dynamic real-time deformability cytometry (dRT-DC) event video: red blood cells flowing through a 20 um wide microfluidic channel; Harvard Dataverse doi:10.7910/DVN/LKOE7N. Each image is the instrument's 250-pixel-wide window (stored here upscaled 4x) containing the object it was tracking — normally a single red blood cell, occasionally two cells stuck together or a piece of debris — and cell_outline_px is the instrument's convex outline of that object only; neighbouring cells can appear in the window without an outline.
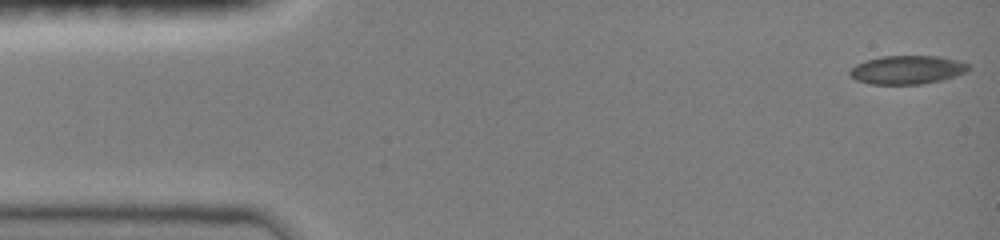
{"species": "common noctule bat (a hibernating species)", "species_latin": "Nyctalus noctula", "temperature_condition": "room temperature", "stored_images_in_passage": 10, "camera_frame_rate_fps": 3000, "um_per_image_px": 0.085, "animal": {"sex": "female", "body_mass_g": 19.0, "forearm_length_mm": 51.5}, "frame": {"image": 1, "passage_image": 1, "time_ms": 0.0, "image_size_px": [1000, 240], "cell_outline_px": [[972, 68], [956, 76], [940, 80], [920, 84], [872, 84], [856, 80], [848, 76], [848, 72], [856, 64], [864, 60], [884, 56], [940, 56], [972, 64]], "centroid_in_image_um": [77.11, 5.93], "position_along_channel_um": 7.9, "area_um2": 19.88}}
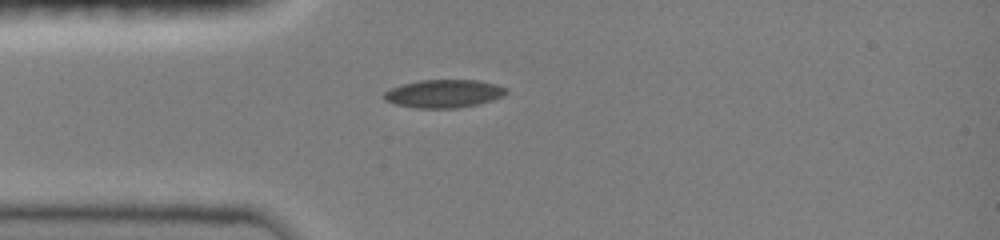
{"frame": {"image": 2, "passage_image": 7, "time_ms": 3.667, "image_size_px": [1000, 240], "cell_outline_px": [[508, 92], [504, 96], [492, 100], [476, 104], [456, 108], [416, 108], [396, 104], [384, 100], [384, 92], [400, 84], [420, 80], [480, 80], [496, 84], [508, 88]], "centroid_in_image_um": [37.75, 7.95], "position_along_channel_um": 47.3, "area_um2": 20.06}}
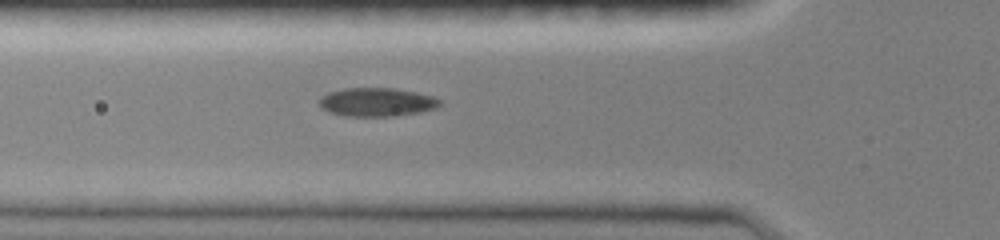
{"frame": {"image": 3, "passage_image": 9, "time_ms": 5.0, "image_size_px": [1000, 240], "cell_outline_px": [[440, 104], [436, 108], [420, 112], [396, 116], [344, 116], [328, 112], [320, 108], [320, 96], [328, 92], [344, 88], [396, 88], [416, 92], [432, 96], [440, 100]], "centroid_in_image_um": [31.99, 8.68], "position_along_channel_um": 93.8, "area_um2": 20.23}}